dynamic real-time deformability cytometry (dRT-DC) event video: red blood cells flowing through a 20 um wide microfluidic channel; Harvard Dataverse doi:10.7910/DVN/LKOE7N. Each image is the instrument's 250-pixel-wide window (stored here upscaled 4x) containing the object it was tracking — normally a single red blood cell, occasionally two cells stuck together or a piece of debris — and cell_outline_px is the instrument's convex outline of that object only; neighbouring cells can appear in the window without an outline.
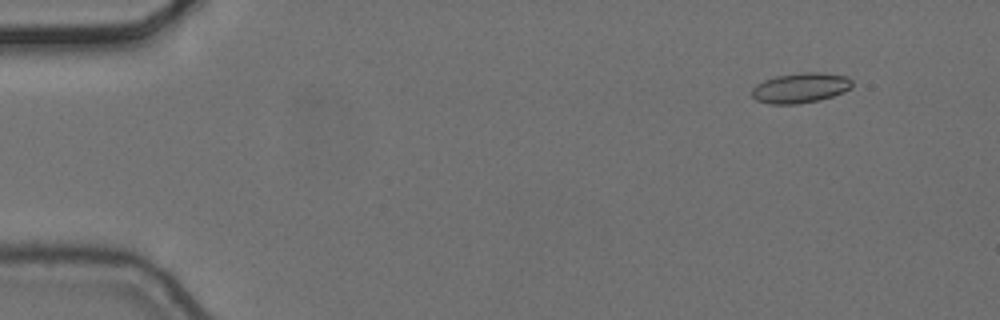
{"species": "common noctule bat (a hibernating species)", "species_latin": "Nyctalus noctula", "temperature_condition": "cold", "stored_images_in_passage": 6, "camera_frame_rate_fps": 3000, "um_per_image_px": 0.085, "animal": {"sex": "female", "body_mass_g": 24.6, "forearm_length_mm": 56.2}, "frame": {"image": 1, "passage_image": 2, "time_ms": 0.333, "image_size_px": [1000, 320], "cell_outline_px": [[852, 88], [844, 92], [820, 100], [796, 104], [768, 104], [756, 100], [752, 96], [752, 88], [756, 84], [764, 80], [776, 76], [804, 72], [816, 72], [848, 76], [852, 80]], "centroid_in_image_um": [68.04, 7.47], "position_along_channel_um": 17.0, "area_um2": 17.69}}
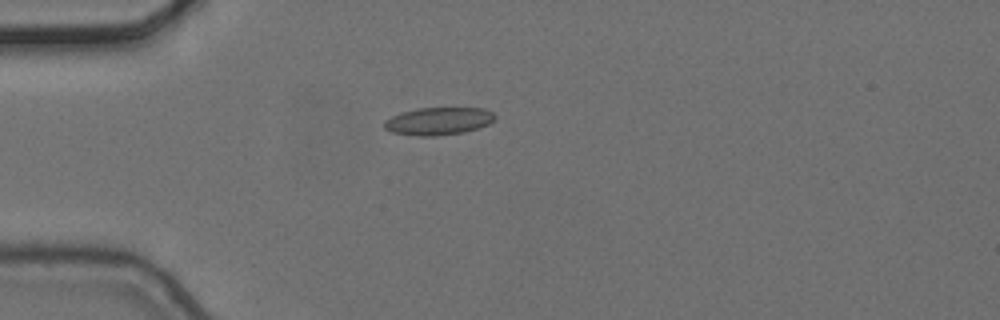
{"frame": {"image": 2, "passage_image": 5, "time_ms": 1.333, "image_size_px": [1000, 320], "cell_outline_px": [[496, 116], [488, 124], [464, 132], [436, 136], [416, 136], [392, 132], [384, 128], [384, 120], [400, 112], [420, 108], [484, 108], [492, 112]], "centroid_in_image_um": [37.23, 10.29], "position_along_channel_um": 47.8, "area_um2": 17.74}}
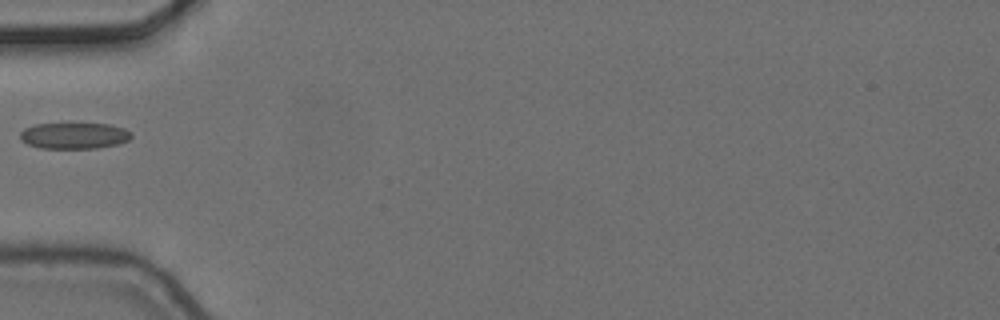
{"frame": {"image": 3, "passage_image": 6, "time_ms": 1.667, "image_size_px": [1000, 320], "cell_outline_px": [[132, 136], [128, 140], [116, 144], [96, 148], [40, 148], [28, 144], [20, 140], [20, 132], [24, 128], [36, 124], [108, 124], [124, 128], [132, 132]], "centroid_in_image_um": [6.29, 11.53], "position_along_channel_um": 78.7, "area_um2": 16.88}}